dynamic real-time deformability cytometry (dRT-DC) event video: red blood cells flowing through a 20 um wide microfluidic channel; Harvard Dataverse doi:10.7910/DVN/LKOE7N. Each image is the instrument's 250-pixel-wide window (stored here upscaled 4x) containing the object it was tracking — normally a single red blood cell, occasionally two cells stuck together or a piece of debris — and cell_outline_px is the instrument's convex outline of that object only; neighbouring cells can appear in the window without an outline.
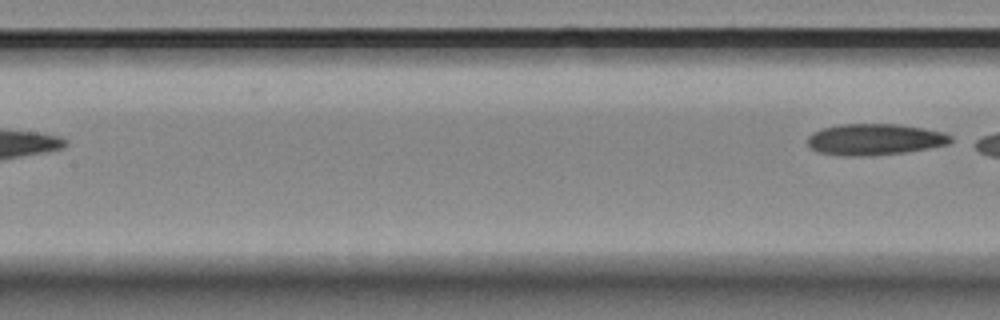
{"species": "Egyptian fruit bat (a non-hibernating species)", "species_latin": "Rousettus aegyptiacus", "temperature_condition": "room temperature", "stored_images_in_passage": 8, "camera_frame_rate_fps": 3000, "um_per_image_px": 0.085, "animal": {"sex": "female"}, "frame": {"image": 1, "passage_image": 8, "time_ms": 2.333, "image_size_px": [1000, 320], "cell_outline_px": [[952, 140], [948, 144], [928, 148], [904, 152], [860, 156], [844, 156], [820, 152], [812, 148], [808, 144], [808, 136], [812, 132], [820, 128], [840, 124], [900, 124], [924, 128], [944, 132], [952, 136]], "centroid_in_image_um": [74.35, 11.83], "position_along_channel_um": 133.1, "area_um2": 26.07}}